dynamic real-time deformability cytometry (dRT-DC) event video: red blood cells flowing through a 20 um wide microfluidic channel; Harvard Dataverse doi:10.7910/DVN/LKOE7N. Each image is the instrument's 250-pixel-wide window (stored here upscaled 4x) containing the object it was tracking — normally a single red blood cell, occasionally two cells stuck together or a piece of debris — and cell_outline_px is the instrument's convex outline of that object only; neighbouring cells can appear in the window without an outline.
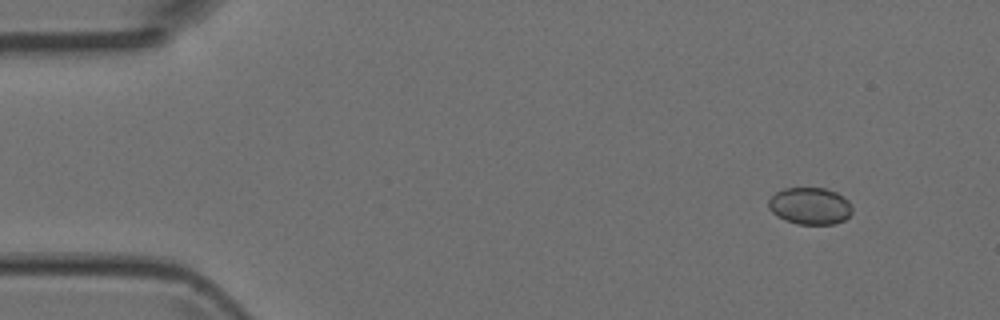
{"species": "Egyptian fruit bat (a non-hibernating species)", "species_latin": "Rousettus aegyptiacus", "temperature_condition": "room temperature", "stored_images_in_passage": 5, "camera_frame_rate_fps": 3000, "um_per_image_px": 0.085, "animal": {"sex": "female"}, "frame": {"image": 1, "passage_image": 1, "time_ms": 0.0, "image_size_px": [1000, 320], "cell_outline_px": [[852, 212], [844, 220], [832, 224], [796, 224], [784, 220], [776, 216], [768, 208], [768, 200], [776, 192], [784, 188], [824, 188], [836, 192], [848, 200], [852, 208]], "centroid_in_image_um": [68.82, 17.51], "position_along_channel_um": 16.2, "area_um2": 18.09}}
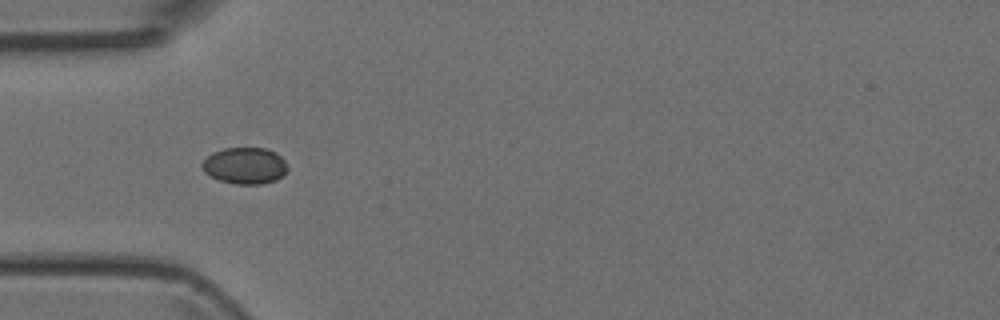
{"frame": {"image": 2, "passage_image": 4, "time_ms": 3.667, "image_size_px": [1000, 320], "cell_outline_px": [[288, 168], [276, 180], [260, 184], [236, 184], [220, 180], [204, 172], [200, 164], [212, 152], [224, 148], [268, 148], [276, 152], [288, 164]], "centroid_in_image_um": [20.81, 14.07], "position_along_channel_um": 64.2, "area_um2": 18.15}}
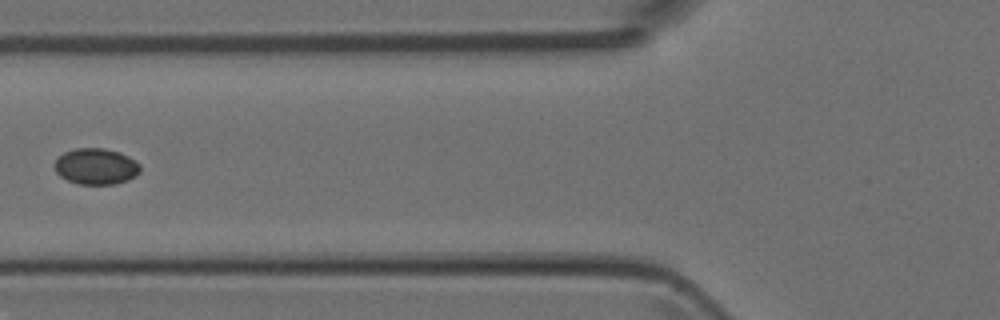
{"frame": {"image": 3, "passage_image": 5, "time_ms": 5.0, "image_size_px": [1000, 320], "cell_outline_px": [[140, 172], [136, 176], [128, 180], [116, 184], [80, 184], [68, 180], [60, 176], [56, 172], [56, 160], [64, 152], [76, 148], [104, 148], [120, 152], [128, 156], [140, 164]], "centroid_in_image_um": [8.2, 14.14], "position_along_channel_um": 117.6, "area_um2": 17.98}}